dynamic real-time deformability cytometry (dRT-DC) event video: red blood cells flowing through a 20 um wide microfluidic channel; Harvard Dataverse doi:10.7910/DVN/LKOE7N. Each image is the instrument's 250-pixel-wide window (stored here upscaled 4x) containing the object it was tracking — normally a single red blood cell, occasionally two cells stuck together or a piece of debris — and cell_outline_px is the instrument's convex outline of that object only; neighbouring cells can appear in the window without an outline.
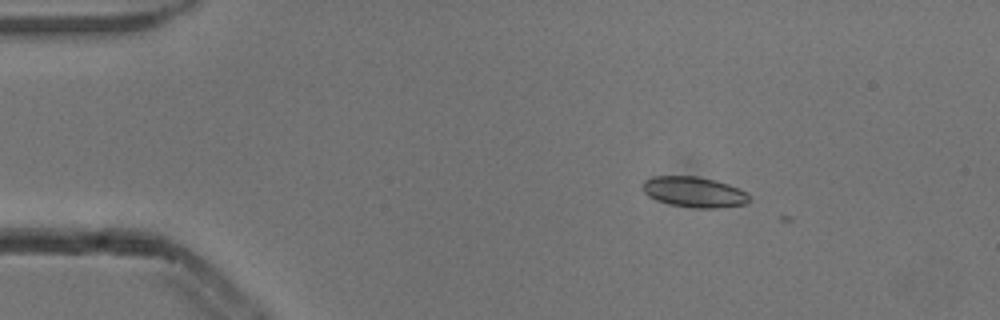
{"species": "common noctule bat (a hibernating species)", "species_latin": "Nyctalus noctula", "temperature_condition": "cold", "stored_images_in_passage": 3, "camera_frame_rate_fps": 3000, "um_per_image_px": 0.085, "animal": {"sex": "male", "body_mass_g": 13.3}, "frame": {"image": 1, "passage_image": 2, "time_ms": 0.333, "image_size_px": [1000, 320], "cell_outline_px": [[752, 200], [748, 204], [716, 208], [692, 208], [668, 204], [656, 200], [648, 196], [644, 192], [640, 184], [644, 180], [652, 176], [696, 176], [716, 180], [728, 184], [748, 192], [752, 196]], "centroid_in_image_um": [59.02, 16.33], "position_along_channel_um": 26.0, "area_um2": 19.48}}